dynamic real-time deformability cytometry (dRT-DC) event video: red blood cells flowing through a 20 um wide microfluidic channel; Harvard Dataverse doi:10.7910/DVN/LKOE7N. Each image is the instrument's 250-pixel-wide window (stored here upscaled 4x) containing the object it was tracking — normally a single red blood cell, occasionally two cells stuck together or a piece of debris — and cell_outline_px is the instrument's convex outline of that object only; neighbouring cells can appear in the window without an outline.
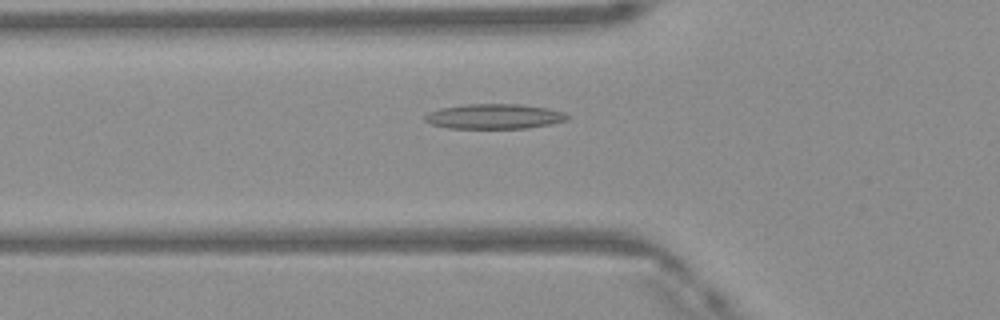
{"species": "Egyptian fruit bat (a non-hibernating species)", "species_latin": "Rousettus aegyptiacus", "temperature_condition": "warm", "stored_images_in_passage": 47, "camera_frame_rate_fps": 3000, "um_per_image_px": 0.085, "frame": {"image": 1, "passage_image": 15, "time_ms": 4.667, "image_size_px": [1000, 320], "cell_outline_px": [[572, 116], [568, 120], [528, 128], [448, 128], [432, 124], [424, 120], [424, 116], [428, 112], [440, 108], [464, 104], [520, 104], [548, 108], [564, 112]], "centroid_in_image_um": [42.03, 9.89], "position_along_channel_um": 83.8, "area_um2": 20.81}}
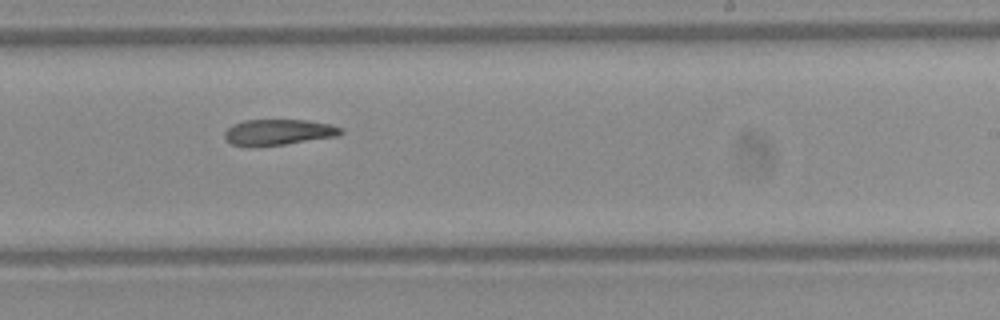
{"frame": {"image": 2, "passage_image": 28, "time_ms": 9.0, "image_size_px": [1000, 320], "cell_outline_px": [[344, 132], [340, 136], [284, 144], [252, 148], [228, 144], [224, 140], [224, 132], [232, 124], [244, 120], [308, 120], [332, 124], [344, 128]], "centroid_in_image_um": [23.65, 11.25], "position_along_channel_um": 265.4, "area_um2": 18.15}}
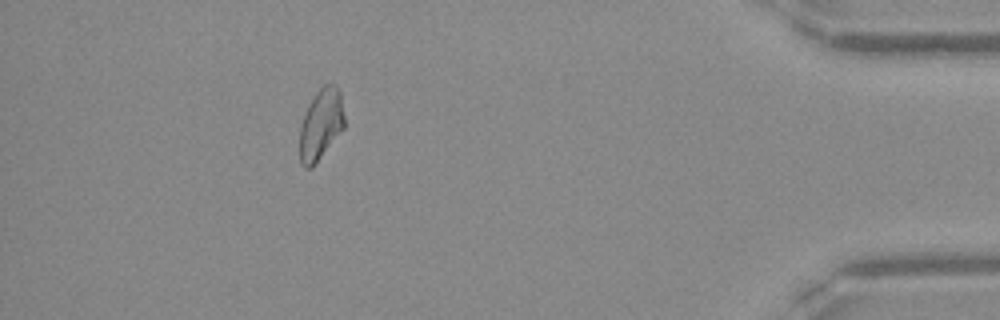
{"frame": {"image": 3, "passage_image": 42, "time_ms": 13.667, "image_size_px": [1000, 320], "cell_outline_px": [[344, 128], [316, 164], [312, 168], [304, 168], [300, 164], [300, 128], [308, 104], [316, 92], [324, 84], [336, 84], [340, 88], [344, 116]], "centroid_in_image_um": [27.28, 10.58], "position_along_channel_um": 407.9, "area_um2": 18.67}}